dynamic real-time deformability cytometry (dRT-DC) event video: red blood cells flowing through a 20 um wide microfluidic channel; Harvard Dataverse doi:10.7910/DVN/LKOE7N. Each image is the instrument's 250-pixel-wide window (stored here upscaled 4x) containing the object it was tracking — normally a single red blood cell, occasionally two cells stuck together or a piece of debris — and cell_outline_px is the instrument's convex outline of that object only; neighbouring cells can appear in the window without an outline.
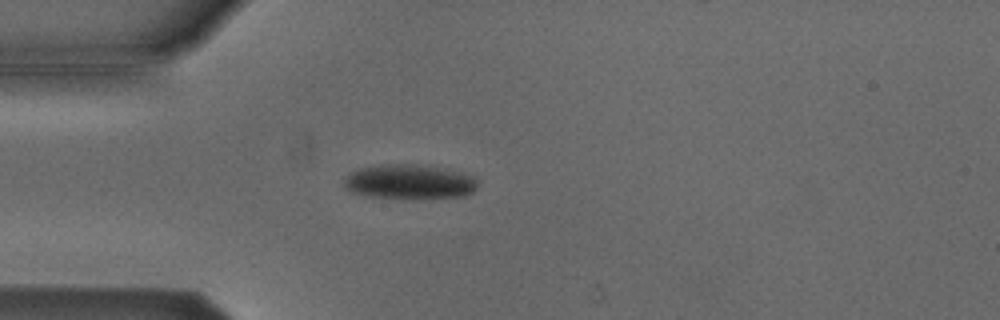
{"species": "Egyptian fruit bat (a non-hibernating species)", "species_latin": "Rousettus aegyptiacus", "temperature_condition": "cold", "stored_images_in_passage": 39, "camera_frame_rate_fps": 3000, "um_per_image_px": 0.085, "animal": {"sex": "male"}, "frame": {"image": 1, "passage_image": 5, "time_ms": 1.333, "image_size_px": [1000, 320], "cell_outline_px": [[476, 188], [472, 192], [464, 196], [424, 200], [412, 200], [368, 196], [352, 192], [344, 188], [344, 176], [360, 168], [380, 164], [416, 164], [456, 172], [472, 176], [476, 180]], "centroid_in_image_um": [34.75, 15.49], "position_along_channel_um": 50.3, "area_um2": 27.28}}
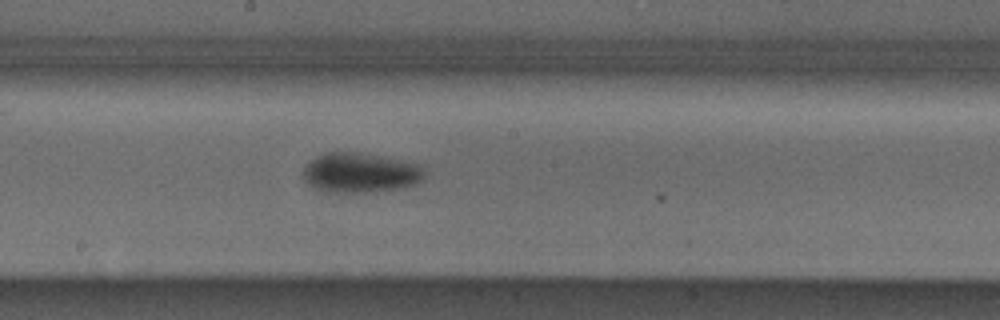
{"frame": {"image": 2, "passage_image": 19, "time_ms": 6.0, "image_size_px": [1000, 320], "cell_outline_px": [[424, 180], [416, 184], [404, 188], [368, 192], [332, 192], [312, 188], [304, 180], [304, 168], [316, 156], [324, 152], [356, 152], [380, 156], [420, 164], [424, 168]], "centroid_in_image_um": [30.65, 14.69], "position_along_channel_um": 217.5, "area_um2": 28.26}}
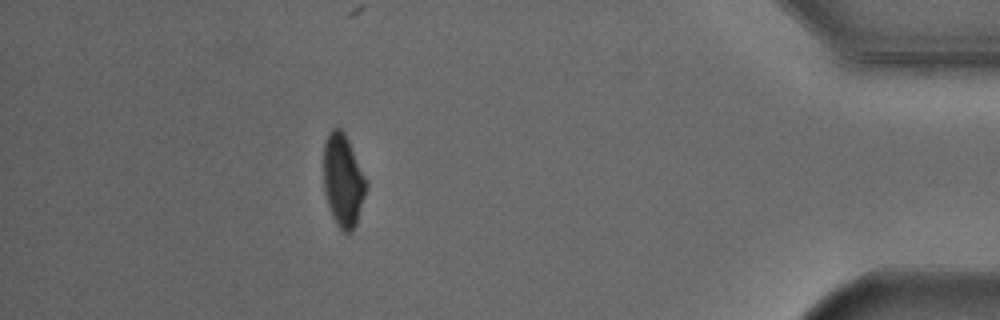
{"frame": {"image": 3, "passage_image": 38, "time_ms": 12.333, "image_size_px": [1000, 320], "cell_outline_px": [[368, 184], [356, 224], [352, 232], [344, 232], [336, 224], [332, 216], [324, 192], [324, 144], [328, 132], [332, 128], [340, 128], [344, 132], [348, 140]], "centroid_in_image_um": [29.15, 15.34], "position_along_channel_um": 406.1, "area_um2": 22.77}}